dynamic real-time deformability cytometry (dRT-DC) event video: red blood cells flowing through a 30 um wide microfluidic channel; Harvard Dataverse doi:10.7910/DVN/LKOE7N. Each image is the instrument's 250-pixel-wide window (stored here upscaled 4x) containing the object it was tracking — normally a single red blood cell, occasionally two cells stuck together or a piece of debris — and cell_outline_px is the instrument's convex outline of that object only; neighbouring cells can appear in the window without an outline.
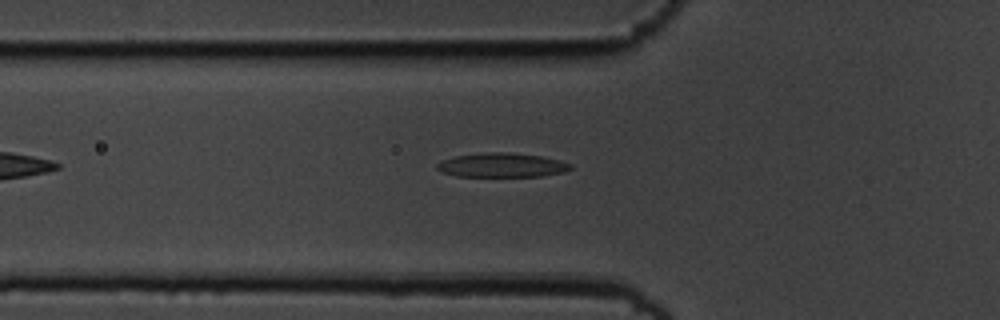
{"species": "common noctule bat (a hibernating species)", "species_latin": "Nyctalus noctula", "temperature_condition": "cold", "stored_images_in_passage": 34, "camera_frame_rate_fps": 3000, "um_per_image_px": 0.085, "animal": {"sex": "male", "body_mass_g": 19.5, "forearm_length_mm": 54.6}, "frame": {"image": 1, "passage_image": 2, "time_ms": 0.333, "image_size_px": [1000, 320], "cell_outline_px": [[572, 168], [564, 172], [540, 176], [456, 176], [444, 172], [436, 168], [436, 164], [444, 160], [456, 156], [484, 152], [508, 152], [540, 156], [560, 160], [572, 164]], "centroid_in_image_um": [42.69, 14.03], "position_along_channel_um": 83.1, "area_um2": 18.67}}
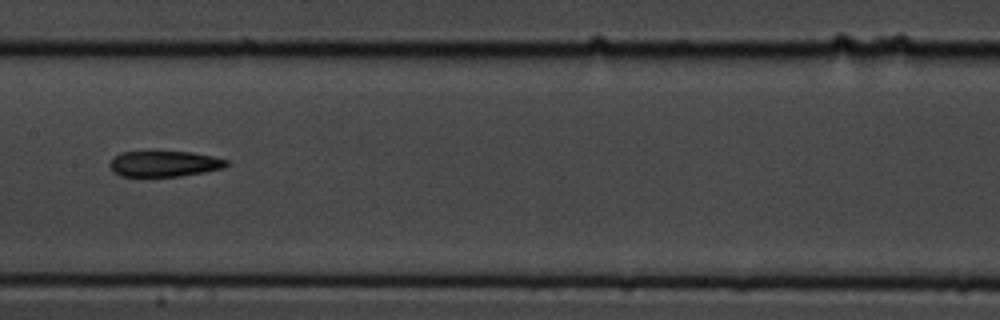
{"frame": {"image": 2, "passage_image": 11, "time_ms": 3.333, "image_size_px": [1000, 320], "cell_outline_px": [[228, 164], [224, 168], [204, 172], [180, 176], [120, 176], [112, 172], [108, 164], [120, 152], [192, 152], [212, 156], [228, 160]], "centroid_in_image_um": [13.96, 13.93], "position_along_channel_um": 193.4, "area_um2": 17.46}}
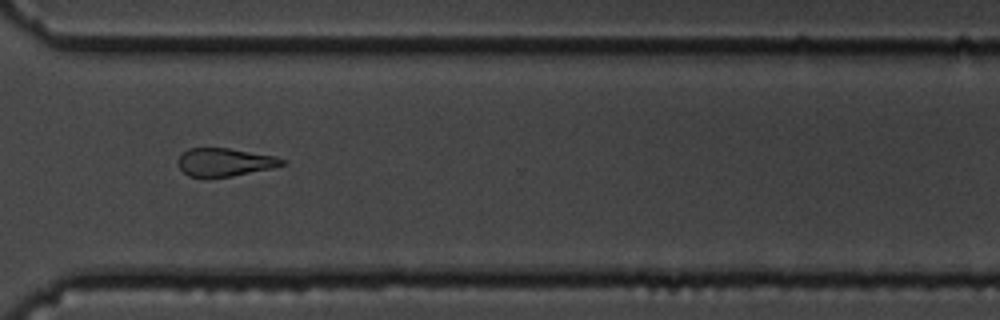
{"frame": {"image": 3, "passage_image": 24, "time_ms": 7.667, "image_size_px": [1000, 320], "cell_outline_px": [[288, 164], [272, 168], [232, 176], [208, 180], [188, 176], [176, 164], [180, 156], [188, 148], [228, 148], [276, 156], [288, 160]], "centroid_in_image_um": [19.11, 13.82], "position_along_channel_um": 351.5, "area_um2": 17.63}, "authors_computed_cell_mechanics": {"area_um2": 18.1781, "velocity_mm_per_s": 3.6552, "shape_relaxation_time_tau1_ms": 6.497, "shape_relaxation_time_tau2_ms": null, "deformation_change_tau1": 0.1745, "deformation_change_tau2": null}}